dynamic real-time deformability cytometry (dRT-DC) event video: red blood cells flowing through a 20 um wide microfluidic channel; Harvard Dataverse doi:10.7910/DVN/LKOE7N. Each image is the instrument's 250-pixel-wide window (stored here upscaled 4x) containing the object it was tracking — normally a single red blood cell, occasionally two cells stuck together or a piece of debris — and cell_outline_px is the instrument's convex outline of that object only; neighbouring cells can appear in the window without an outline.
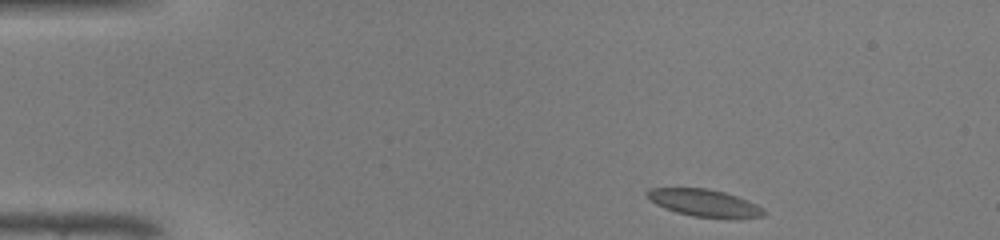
{"species": "common noctule bat (a hibernating species)", "species_latin": "Nyctalus noctula", "temperature_condition": "warm", "stored_images_in_passage": 19, "camera_frame_rate_fps": 3000, "um_per_image_px": 0.085, "animal": {"sex": "male", "body_mass_g": 19.0, "forearm_length_mm": 50.8}, "frame": {"image": 1, "passage_image": 1, "time_ms": 0.0, "image_size_px": [1000, 240], "cell_outline_px": [[768, 212], [764, 216], [736, 220], [732, 220], [692, 216], [676, 212], [664, 208], [648, 200], [644, 192], [648, 188], [704, 188], [724, 192], [748, 200], [764, 208]], "centroid_in_image_um": [59.91, 17.28], "position_along_channel_um": 25.1, "area_um2": 19.19}}
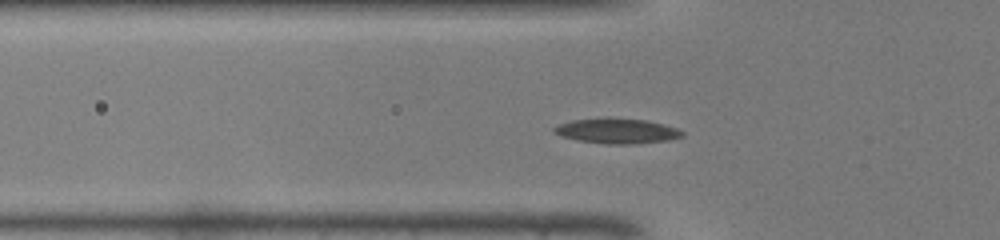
{"frame": {"image": 2, "passage_image": 10, "time_ms": 3.0, "image_size_px": [1000, 240], "cell_outline_px": [[684, 136], [668, 140], [632, 144], [608, 144], [576, 140], [560, 136], [552, 132], [552, 128], [560, 124], [572, 120], [604, 116], [608, 116], [648, 120], [664, 124], [676, 128], [684, 132]], "centroid_in_image_um": [52.41, 11.1], "position_along_channel_um": 73.4, "area_um2": 19.25}}